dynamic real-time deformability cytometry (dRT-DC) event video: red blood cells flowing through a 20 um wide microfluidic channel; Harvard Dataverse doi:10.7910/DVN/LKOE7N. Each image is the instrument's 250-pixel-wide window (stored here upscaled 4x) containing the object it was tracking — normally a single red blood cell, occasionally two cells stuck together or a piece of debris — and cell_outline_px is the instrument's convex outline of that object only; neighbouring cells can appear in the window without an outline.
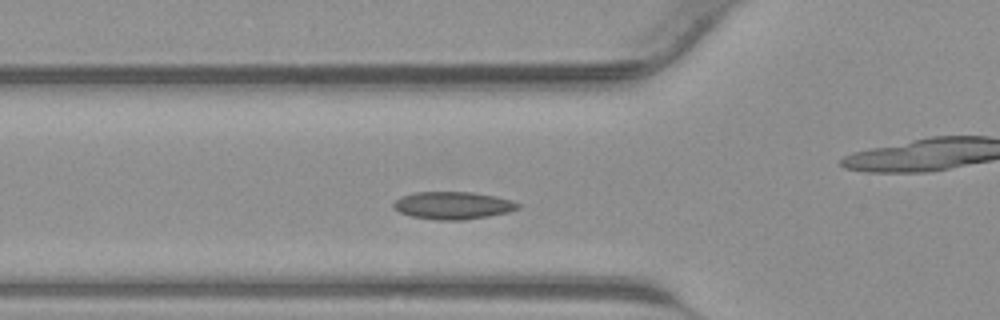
{"species": "common noctule bat (a hibernating species)", "species_latin": "Nyctalus noctula", "temperature_condition": "warm", "stored_images_in_passage": 40, "camera_frame_rate_fps": 3000, "um_per_image_px": 0.085, "animal": {"sex": "male", "body_mass_g": 23.1, "forearm_length_mm": 52.7}, "frame": {"image": 1, "passage_image": 11, "time_ms": 3.333, "image_size_px": [1000, 320], "cell_outline_px": [[520, 208], [508, 212], [488, 216], [460, 220], [436, 220], [412, 216], [400, 212], [392, 208], [392, 204], [400, 196], [416, 192], [472, 192], [496, 196], [512, 200], [520, 204]], "centroid_in_image_um": [38.49, 17.45], "position_along_channel_um": 87.3, "area_um2": 20.0}}
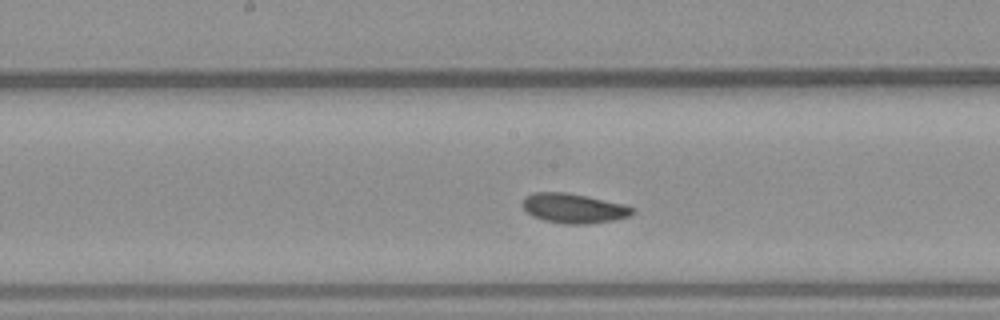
{"frame": {"image": 2, "passage_image": 18, "time_ms": 5.667, "image_size_px": [1000, 320], "cell_outline_px": [[636, 212], [628, 216], [612, 220], [584, 224], [564, 224], [544, 220], [532, 216], [520, 204], [524, 196], [536, 192], [568, 192], [624, 204], [636, 208]], "centroid_in_image_um": [48.75, 17.69], "position_along_channel_um": 199.5, "area_um2": 19.07}}
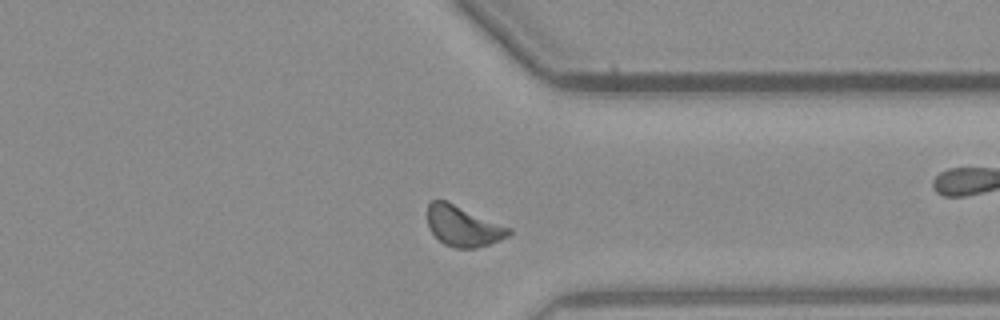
{"frame": {"image": 3, "passage_image": 29, "time_ms": 9.333, "image_size_px": [1000, 320], "cell_outline_px": [[512, 232], [508, 236], [500, 240], [476, 248], [456, 248], [444, 244], [428, 228], [428, 204], [432, 200], [444, 200], [512, 228]], "centroid_in_image_um": [39.37, 19.23], "position_along_channel_um": 372.0, "area_um2": 18.96}}